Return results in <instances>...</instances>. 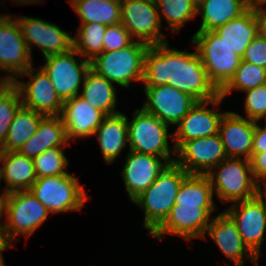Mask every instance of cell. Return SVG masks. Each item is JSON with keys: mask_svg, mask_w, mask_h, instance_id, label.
<instances>
[{"mask_svg": "<svg viewBox=\"0 0 266 266\" xmlns=\"http://www.w3.org/2000/svg\"><path fill=\"white\" fill-rule=\"evenodd\" d=\"M171 85L190 94L197 101H209L220 95L210 82L207 71L197 54L177 50L169 41L151 45L145 54L143 87Z\"/></svg>", "mask_w": 266, "mask_h": 266, "instance_id": "1", "label": "cell"}, {"mask_svg": "<svg viewBox=\"0 0 266 266\" xmlns=\"http://www.w3.org/2000/svg\"><path fill=\"white\" fill-rule=\"evenodd\" d=\"M189 174L175 162L132 203L144 213L143 228L151 236L168 218L183 180Z\"/></svg>", "mask_w": 266, "mask_h": 266, "instance_id": "2", "label": "cell"}, {"mask_svg": "<svg viewBox=\"0 0 266 266\" xmlns=\"http://www.w3.org/2000/svg\"><path fill=\"white\" fill-rule=\"evenodd\" d=\"M207 176L223 204L252 199L262 189L254 179L251 161L244 158L227 157Z\"/></svg>", "mask_w": 266, "mask_h": 266, "instance_id": "3", "label": "cell"}, {"mask_svg": "<svg viewBox=\"0 0 266 266\" xmlns=\"http://www.w3.org/2000/svg\"><path fill=\"white\" fill-rule=\"evenodd\" d=\"M149 47L147 43L134 40L120 50L102 52L90 61L91 69L127 89L133 82H143L145 54Z\"/></svg>", "mask_w": 266, "mask_h": 266, "instance_id": "4", "label": "cell"}, {"mask_svg": "<svg viewBox=\"0 0 266 266\" xmlns=\"http://www.w3.org/2000/svg\"><path fill=\"white\" fill-rule=\"evenodd\" d=\"M48 209L30 190L9 193L6 223L1 240L6 249L14 247L18 236L28 240L49 217Z\"/></svg>", "mask_w": 266, "mask_h": 266, "instance_id": "5", "label": "cell"}, {"mask_svg": "<svg viewBox=\"0 0 266 266\" xmlns=\"http://www.w3.org/2000/svg\"><path fill=\"white\" fill-rule=\"evenodd\" d=\"M190 40L210 82L220 92L234 76L242 57L234 53L214 31H196Z\"/></svg>", "mask_w": 266, "mask_h": 266, "instance_id": "6", "label": "cell"}, {"mask_svg": "<svg viewBox=\"0 0 266 266\" xmlns=\"http://www.w3.org/2000/svg\"><path fill=\"white\" fill-rule=\"evenodd\" d=\"M30 192L53 214L80 211L89 199L84 186L71 173L37 178Z\"/></svg>", "mask_w": 266, "mask_h": 266, "instance_id": "7", "label": "cell"}, {"mask_svg": "<svg viewBox=\"0 0 266 266\" xmlns=\"http://www.w3.org/2000/svg\"><path fill=\"white\" fill-rule=\"evenodd\" d=\"M132 117L129 121L127 118L129 150L158 157H176L175 146L168 141L173 138V133L169 135V125L142 107L136 109Z\"/></svg>", "mask_w": 266, "mask_h": 266, "instance_id": "8", "label": "cell"}, {"mask_svg": "<svg viewBox=\"0 0 266 266\" xmlns=\"http://www.w3.org/2000/svg\"><path fill=\"white\" fill-rule=\"evenodd\" d=\"M76 56H79L76 59ZM41 68L48 75L57 94L64 102L80 93L85 76L91 68L90 61L84 59L75 49L66 53L44 57Z\"/></svg>", "mask_w": 266, "mask_h": 266, "instance_id": "9", "label": "cell"}, {"mask_svg": "<svg viewBox=\"0 0 266 266\" xmlns=\"http://www.w3.org/2000/svg\"><path fill=\"white\" fill-rule=\"evenodd\" d=\"M121 23L136 41L150 46L168 42L155 0H121Z\"/></svg>", "mask_w": 266, "mask_h": 266, "instance_id": "10", "label": "cell"}, {"mask_svg": "<svg viewBox=\"0 0 266 266\" xmlns=\"http://www.w3.org/2000/svg\"><path fill=\"white\" fill-rule=\"evenodd\" d=\"M18 20L11 14H0V71L12 82L33 66ZM10 73V74H9Z\"/></svg>", "mask_w": 266, "mask_h": 266, "instance_id": "11", "label": "cell"}, {"mask_svg": "<svg viewBox=\"0 0 266 266\" xmlns=\"http://www.w3.org/2000/svg\"><path fill=\"white\" fill-rule=\"evenodd\" d=\"M21 76L22 78L28 76L29 81L25 83L20 80ZM12 83L19 91L23 106L45 116L61 114L64 102L41 67L31 66L26 72L18 75Z\"/></svg>", "mask_w": 266, "mask_h": 266, "instance_id": "12", "label": "cell"}, {"mask_svg": "<svg viewBox=\"0 0 266 266\" xmlns=\"http://www.w3.org/2000/svg\"><path fill=\"white\" fill-rule=\"evenodd\" d=\"M223 100L224 99L219 95L209 101H198L189 110L172 132V143L176 150L185 141L208 137L219 133L221 119L227 112H219V107Z\"/></svg>", "mask_w": 266, "mask_h": 266, "instance_id": "13", "label": "cell"}, {"mask_svg": "<svg viewBox=\"0 0 266 266\" xmlns=\"http://www.w3.org/2000/svg\"><path fill=\"white\" fill-rule=\"evenodd\" d=\"M224 211L235 222L248 248L254 254L260 253L266 235L264 188L254 198L234 202Z\"/></svg>", "mask_w": 266, "mask_h": 266, "instance_id": "14", "label": "cell"}, {"mask_svg": "<svg viewBox=\"0 0 266 266\" xmlns=\"http://www.w3.org/2000/svg\"><path fill=\"white\" fill-rule=\"evenodd\" d=\"M174 162L175 157H158L129 150L120 172L128 200L132 202Z\"/></svg>", "mask_w": 266, "mask_h": 266, "instance_id": "15", "label": "cell"}, {"mask_svg": "<svg viewBox=\"0 0 266 266\" xmlns=\"http://www.w3.org/2000/svg\"><path fill=\"white\" fill-rule=\"evenodd\" d=\"M18 20L22 36L32 56V46L39 48L43 57L61 54L73 48V39L70 32L60 26L47 22L42 18L15 16Z\"/></svg>", "mask_w": 266, "mask_h": 266, "instance_id": "16", "label": "cell"}, {"mask_svg": "<svg viewBox=\"0 0 266 266\" xmlns=\"http://www.w3.org/2000/svg\"><path fill=\"white\" fill-rule=\"evenodd\" d=\"M146 99L141 106L170 127H175L198 102L190 94L171 85L143 87Z\"/></svg>", "mask_w": 266, "mask_h": 266, "instance_id": "17", "label": "cell"}, {"mask_svg": "<svg viewBox=\"0 0 266 266\" xmlns=\"http://www.w3.org/2000/svg\"><path fill=\"white\" fill-rule=\"evenodd\" d=\"M227 155L220 134L185 141L177 150L175 163L188 174L207 175Z\"/></svg>", "mask_w": 266, "mask_h": 266, "instance_id": "18", "label": "cell"}, {"mask_svg": "<svg viewBox=\"0 0 266 266\" xmlns=\"http://www.w3.org/2000/svg\"><path fill=\"white\" fill-rule=\"evenodd\" d=\"M207 236L214 241L221 253L233 261L235 266H244V258H249L254 266H259V257L262 254H254L248 248L238 232L235 222L224 210L212 217L202 239H207Z\"/></svg>", "mask_w": 266, "mask_h": 266, "instance_id": "19", "label": "cell"}, {"mask_svg": "<svg viewBox=\"0 0 266 266\" xmlns=\"http://www.w3.org/2000/svg\"><path fill=\"white\" fill-rule=\"evenodd\" d=\"M212 216L198 205L175 204L165 222L151 235L163 240L167 234L183 238L187 242L202 239Z\"/></svg>", "mask_w": 266, "mask_h": 266, "instance_id": "20", "label": "cell"}, {"mask_svg": "<svg viewBox=\"0 0 266 266\" xmlns=\"http://www.w3.org/2000/svg\"><path fill=\"white\" fill-rule=\"evenodd\" d=\"M105 116L79 95L64 101L60 114L70 142L93 137Z\"/></svg>", "mask_w": 266, "mask_h": 266, "instance_id": "21", "label": "cell"}, {"mask_svg": "<svg viewBox=\"0 0 266 266\" xmlns=\"http://www.w3.org/2000/svg\"><path fill=\"white\" fill-rule=\"evenodd\" d=\"M255 121L234 111L223 115L219 134L227 157L251 160Z\"/></svg>", "mask_w": 266, "mask_h": 266, "instance_id": "22", "label": "cell"}, {"mask_svg": "<svg viewBox=\"0 0 266 266\" xmlns=\"http://www.w3.org/2000/svg\"><path fill=\"white\" fill-rule=\"evenodd\" d=\"M37 175L33 159L19 151L0 152V183L3 180L8 193L30 190Z\"/></svg>", "mask_w": 266, "mask_h": 266, "instance_id": "23", "label": "cell"}, {"mask_svg": "<svg viewBox=\"0 0 266 266\" xmlns=\"http://www.w3.org/2000/svg\"><path fill=\"white\" fill-rule=\"evenodd\" d=\"M93 136L97 138L104 162L111 165L129 147L127 115L122 112L106 115Z\"/></svg>", "mask_w": 266, "mask_h": 266, "instance_id": "24", "label": "cell"}, {"mask_svg": "<svg viewBox=\"0 0 266 266\" xmlns=\"http://www.w3.org/2000/svg\"><path fill=\"white\" fill-rule=\"evenodd\" d=\"M67 145L70 142L60 115H48L41 119L37 131L23 144L19 152L34 159L48 149Z\"/></svg>", "mask_w": 266, "mask_h": 266, "instance_id": "25", "label": "cell"}, {"mask_svg": "<svg viewBox=\"0 0 266 266\" xmlns=\"http://www.w3.org/2000/svg\"><path fill=\"white\" fill-rule=\"evenodd\" d=\"M214 32L220 36L222 41L234 53L242 57L248 45L259 33V23L255 8L250 7L241 16L219 26Z\"/></svg>", "mask_w": 266, "mask_h": 266, "instance_id": "26", "label": "cell"}, {"mask_svg": "<svg viewBox=\"0 0 266 266\" xmlns=\"http://www.w3.org/2000/svg\"><path fill=\"white\" fill-rule=\"evenodd\" d=\"M249 8V0H204L197 7V16L201 17L200 28L197 31H214L241 16Z\"/></svg>", "mask_w": 266, "mask_h": 266, "instance_id": "27", "label": "cell"}, {"mask_svg": "<svg viewBox=\"0 0 266 266\" xmlns=\"http://www.w3.org/2000/svg\"><path fill=\"white\" fill-rule=\"evenodd\" d=\"M81 88L79 96L105 115L120 112L116 110L118 102L116 86L91 68L87 72Z\"/></svg>", "mask_w": 266, "mask_h": 266, "instance_id": "28", "label": "cell"}, {"mask_svg": "<svg viewBox=\"0 0 266 266\" xmlns=\"http://www.w3.org/2000/svg\"><path fill=\"white\" fill-rule=\"evenodd\" d=\"M81 23H121V0H68Z\"/></svg>", "mask_w": 266, "mask_h": 266, "instance_id": "29", "label": "cell"}, {"mask_svg": "<svg viewBox=\"0 0 266 266\" xmlns=\"http://www.w3.org/2000/svg\"><path fill=\"white\" fill-rule=\"evenodd\" d=\"M214 192L207 175L189 174L179 187L175 204L198 205L203 207L211 216L214 214Z\"/></svg>", "mask_w": 266, "mask_h": 266, "instance_id": "30", "label": "cell"}, {"mask_svg": "<svg viewBox=\"0 0 266 266\" xmlns=\"http://www.w3.org/2000/svg\"><path fill=\"white\" fill-rule=\"evenodd\" d=\"M44 116L22 105L11 122L4 142L0 145V152L19 151L23 144L35 134Z\"/></svg>", "mask_w": 266, "mask_h": 266, "instance_id": "31", "label": "cell"}, {"mask_svg": "<svg viewBox=\"0 0 266 266\" xmlns=\"http://www.w3.org/2000/svg\"><path fill=\"white\" fill-rule=\"evenodd\" d=\"M107 26L92 22L80 23L77 34L72 37L73 49L84 59L92 61L97 55L104 52V33Z\"/></svg>", "mask_w": 266, "mask_h": 266, "instance_id": "32", "label": "cell"}, {"mask_svg": "<svg viewBox=\"0 0 266 266\" xmlns=\"http://www.w3.org/2000/svg\"><path fill=\"white\" fill-rule=\"evenodd\" d=\"M160 21L165 18L173 33L181 31L188 21L196 19L197 7L191 0H155Z\"/></svg>", "mask_w": 266, "mask_h": 266, "instance_id": "33", "label": "cell"}, {"mask_svg": "<svg viewBox=\"0 0 266 266\" xmlns=\"http://www.w3.org/2000/svg\"><path fill=\"white\" fill-rule=\"evenodd\" d=\"M264 84H266V68L241 60L232 79L220 91V96L225 100L233 90L245 92Z\"/></svg>", "mask_w": 266, "mask_h": 266, "instance_id": "34", "label": "cell"}, {"mask_svg": "<svg viewBox=\"0 0 266 266\" xmlns=\"http://www.w3.org/2000/svg\"><path fill=\"white\" fill-rule=\"evenodd\" d=\"M66 147L57 146L48 149L33 159L37 178L60 176L70 173L67 170L69 160L64 153Z\"/></svg>", "mask_w": 266, "mask_h": 266, "instance_id": "35", "label": "cell"}, {"mask_svg": "<svg viewBox=\"0 0 266 266\" xmlns=\"http://www.w3.org/2000/svg\"><path fill=\"white\" fill-rule=\"evenodd\" d=\"M22 105L19 91L12 82L0 88V145L4 142L11 122Z\"/></svg>", "mask_w": 266, "mask_h": 266, "instance_id": "36", "label": "cell"}, {"mask_svg": "<svg viewBox=\"0 0 266 266\" xmlns=\"http://www.w3.org/2000/svg\"><path fill=\"white\" fill-rule=\"evenodd\" d=\"M244 99L245 118L261 122L266 118V84L247 90Z\"/></svg>", "mask_w": 266, "mask_h": 266, "instance_id": "37", "label": "cell"}, {"mask_svg": "<svg viewBox=\"0 0 266 266\" xmlns=\"http://www.w3.org/2000/svg\"><path fill=\"white\" fill-rule=\"evenodd\" d=\"M133 41L129 31L122 23L109 25L104 33V52L120 50L129 46Z\"/></svg>", "mask_w": 266, "mask_h": 266, "instance_id": "38", "label": "cell"}, {"mask_svg": "<svg viewBox=\"0 0 266 266\" xmlns=\"http://www.w3.org/2000/svg\"><path fill=\"white\" fill-rule=\"evenodd\" d=\"M242 61H246L266 68V38L258 33L251 41L242 56Z\"/></svg>", "mask_w": 266, "mask_h": 266, "instance_id": "39", "label": "cell"}, {"mask_svg": "<svg viewBox=\"0 0 266 266\" xmlns=\"http://www.w3.org/2000/svg\"><path fill=\"white\" fill-rule=\"evenodd\" d=\"M250 161L255 181L263 186L262 188H266V152L252 153Z\"/></svg>", "mask_w": 266, "mask_h": 266, "instance_id": "40", "label": "cell"}, {"mask_svg": "<svg viewBox=\"0 0 266 266\" xmlns=\"http://www.w3.org/2000/svg\"><path fill=\"white\" fill-rule=\"evenodd\" d=\"M264 125L262 127L259 121H255L252 153L266 152V123Z\"/></svg>", "mask_w": 266, "mask_h": 266, "instance_id": "41", "label": "cell"}, {"mask_svg": "<svg viewBox=\"0 0 266 266\" xmlns=\"http://www.w3.org/2000/svg\"><path fill=\"white\" fill-rule=\"evenodd\" d=\"M1 192L2 193H0V237L3 233V229L6 223L7 207H8V200H9V193L6 192L5 190H2ZM2 219H5V220L3 221Z\"/></svg>", "mask_w": 266, "mask_h": 266, "instance_id": "42", "label": "cell"}, {"mask_svg": "<svg viewBox=\"0 0 266 266\" xmlns=\"http://www.w3.org/2000/svg\"><path fill=\"white\" fill-rule=\"evenodd\" d=\"M259 23V33L266 38V6L255 9Z\"/></svg>", "mask_w": 266, "mask_h": 266, "instance_id": "43", "label": "cell"}, {"mask_svg": "<svg viewBox=\"0 0 266 266\" xmlns=\"http://www.w3.org/2000/svg\"><path fill=\"white\" fill-rule=\"evenodd\" d=\"M250 7L259 8L266 6V0H249Z\"/></svg>", "mask_w": 266, "mask_h": 266, "instance_id": "44", "label": "cell"}, {"mask_svg": "<svg viewBox=\"0 0 266 266\" xmlns=\"http://www.w3.org/2000/svg\"><path fill=\"white\" fill-rule=\"evenodd\" d=\"M1 1V0H0ZM11 2L16 3V5H30L35 4L36 2L34 0H11Z\"/></svg>", "mask_w": 266, "mask_h": 266, "instance_id": "45", "label": "cell"}, {"mask_svg": "<svg viewBox=\"0 0 266 266\" xmlns=\"http://www.w3.org/2000/svg\"><path fill=\"white\" fill-rule=\"evenodd\" d=\"M10 79H8L6 76H0V88L5 87L10 83Z\"/></svg>", "mask_w": 266, "mask_h": 266, "instance_id": "46", "label": "cell"}, {"mask_svg": "<svg viewBox=\"0 0 266 266\" xmlns=\"http://www.w3.org/2000/svg\"><path fill=\"white\" fill-rule=\"evenodd\" d=\"M193 4L198 7L204 0H191Z\"/></svg>", "mask_w": 266, "mask_h": 266, "instance_id": "47", "label": "cell"}, {"mask_svg": "<svg viewBox=\"0 0 266 266\" xmlns=\"http://www.w3.org/2000/svg\"><path fill=\"white\" fill-rule=\"evenodd\" d=\"M0 266H6L3 254L0 255Z\"/></svg>", "mask_w": 266, "mask_h": 266, "instance_id": "48", "label": "cell"}, {"mask_svg": "<svg viewBox=\"0 0 266 266\" xmlns=\"http://www.w3.org/2000/svg\"><path fill=\"white\" fill-rule=\"evenodd\" d=\"M264 208H265V216H266V188H264Z\"/></svg>", "mask_w": 266, "mask_h": 266, "instance_id": "49", "label": "cell"}, {"mask_svg": "<svg viewBox=\"0 0 266 266\" xmlns=\"http://www.w3.org/2000/svg\"><path fill=\"white\" fill-rule=\"evenodd\" d=\"M34 1L36 2V4L39 3V2L40 3L42 2V0H34Z\"/></svg>", "mask_w": 266, "mask_h": 266, "instance_id": "50", "label": "cell"}]
</instances>
